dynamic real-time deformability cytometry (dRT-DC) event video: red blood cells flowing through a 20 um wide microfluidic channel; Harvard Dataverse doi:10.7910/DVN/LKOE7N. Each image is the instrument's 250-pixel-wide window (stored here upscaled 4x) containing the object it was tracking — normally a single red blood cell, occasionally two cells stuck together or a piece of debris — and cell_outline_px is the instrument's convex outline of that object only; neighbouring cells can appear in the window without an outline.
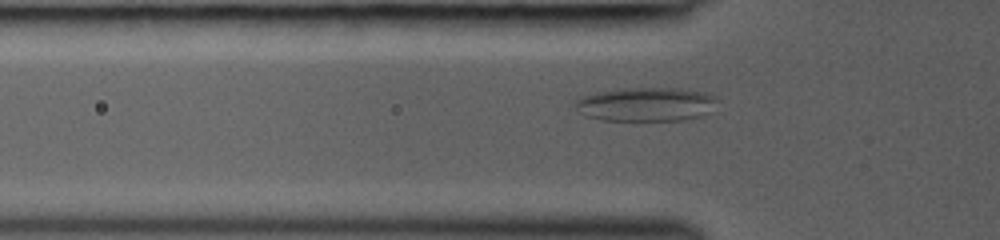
{"species": "common noctule bat (a hibernating species)", "species_latin": "Nyctalus noctula", "temperature_condition": "room temperature", "stored_images_in_passage": 36, "segment_of_instrument_passage": [1, 2], "camera_frame_rate_fps": 3000, "um_per_image_px": 0.085, "animal": {"sex": "female", "body_mass_g": 19.0, "forearm_length_mm": 53.3}, "frame": {"image": 1, "passage_image": 8, "time_ms": 2.333, "image_size_px": [1000, 240], "cell_outline_px": [[716, 100], [708, 112], [704, 116], [684, 120], [600, 120], [584, 116], [572, 104], [580, 96], [596, 92], [640, 88], [680, 88], [712, 92], [716, 96]], "centroid_in_image_um": [54.92, 8.86], "position_along_channel_um": 70.9, "area_um2": 28.26}}
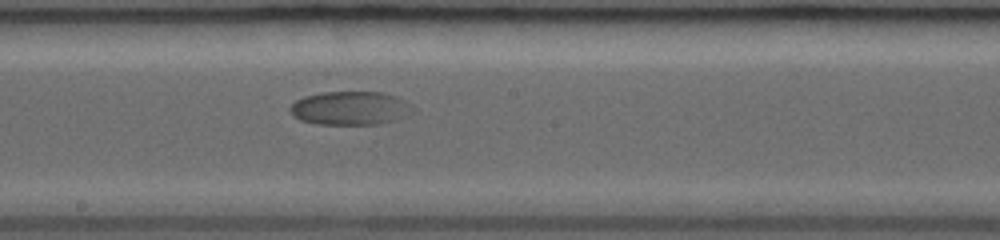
{"frame": {"image": 2, "passage_image": 19, "time_ms": 6.0, "image_size_px": [1000, 240], "cell_outline_px": [[416, 108], [408, 116], [396, 120], [380, 124], [316, 124], [300, 120], [292, 116], [288, 112], [288, 108], [296, 100], [304, 96], [324, 92], [380, 92], [396, 96], [412, 104]], "centroid_in_image_um": [29.78, 9.2], "position_along_channel_um": 218.4, "area_um2": 24.39}}
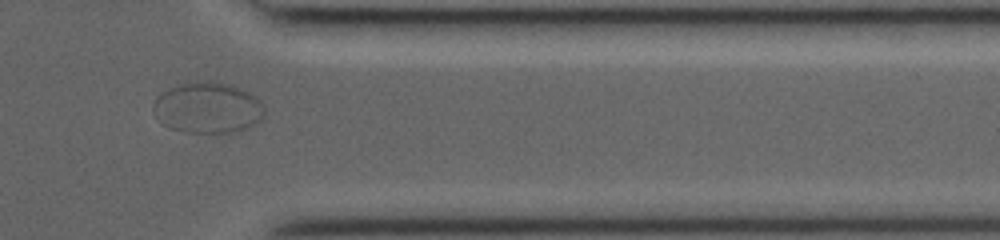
{"frame": {"image": 3, "passage_image": 32, "time_ms": 10.333, "image_size_px": [1000, 240], "cell_outline_px": [[264, 116], [256, 124], [248, 128], [236, 132], [220, 136], [184, 132], [168, 128], [160, 124], [152, 108], [152, 104], [156, 96], [180, 84], [204, 80], [216, 80], [232, 84], [256, 96], [264, 104]], "centroid_in_image_um": [17.68, 9.2], "position_along_channel_um": 393.7, "area_um2": 34.33}}